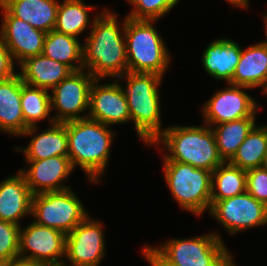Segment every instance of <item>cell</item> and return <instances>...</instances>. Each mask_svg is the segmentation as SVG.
Returning <instances> with one entry per match:
<instances>
[{"label": "cell", "mask_w": 267, "mask_h": 266, "mask_svg": "<svg viewBox=\"0 0 267 266\" xmlns=\"http://www.w3.org/2000/svg\"><path fill=\"white\" fill-rule=\"evenodd\" d=\"M105 8L94 16L83 45V68L95 79H118L128 71L124 22Z\"/></svg>", "instance_id": "6da1fadb"}, {"label": "cell", "mask_w": 267, "mask_h": 266, "mask_svg": "<svg viewBox=\"0 0 267 266\" xmlns=\"http://www.w3.org/2000/svg\"><path fill=\"white\" fill-rule=\"evenodd\" d=\"M68 157L75 169L83 170L89 182H103L101 177L109 163L111 145L116 132L90 118L66 122Z\"/></svg>", "instance_id": "7a4b0ae2"}, {"label": "cell", "mask_w": 267, "mask_h": 266, "mask_svg": "<svg viewBox=\"0 0 267 266\" xmlns=\"http://www.w3.org/2000/svg\"><path fill=\"white\" fill-rule=\"evenodd\" d=\"M150 145L164 146L168 153H162L163 161L190 164L211 172L224 162L218 153L214 132L205 123L169 126Z\"/></svg>", "instance_id": "3957f363"}, {"label": "cell", "mask_w": 267, "mask_h": 266, "mask_svg": "<svg viewBox=\"0 0 267 266\" xmlns=\"http://www.w3.org/2000/svg\"><path fill=\"white\" fill-rule=\"evenodd\" d=\"M120 79L126 80V88L123 87V90L136 133L144 144L150 146L164 131L161 128V96L158 89L163 77L154 73L127 71L118 81Z\"/></svg>", "instance_id": "277c9868"}, {"label": "cell", "mask_w": 267, "mask_h": 266, "mask_svg": "<svg viewBox=\"0 0 267 266\" xmlns=\"http://www.w3.org/2000/svg\"><path fill=\"white\" fill-rule=\"evenodd\" d=\"M156 21L126 16L125 39L128 71L164 76L171 63L169 48L154 27Z\"/></svg>", "instance_id": "5b68a950"}, {"label": "cell", "mask_w": 267, "mask_h": 266, "mask_svg": "<svg viewBox=\"0 0 267 266\" xmlns=\"http://www.w3.org/2000/svg\"><path fill=\"white\" fill-rule=\"evenodd\" d=\"M165 182L179 206L196 216L210 211L212 172L190 164L163 161Z\"/></svg>", "instance_id": "8992f818"}, {"label": "cell", "mask_w": 267, "mask_h": 266, "mask_svg": "<svg viewBox=\"0 0 267 266\" xmlns=\"http://www.w3.org/2000/svg\"><path fill=\"white\" fill-rule=\"evenodd\" d=\"M178 266H236L233 254L218 232L191 238H173L156 248Z\"/></svg>", "instance_id": "52a82bcc"}, {"label": "cell", "mask_w": 267, "mask_h": 266, "mask_svg": "<svg viewBox=\"0 0 267 266\" xmlns=\"http://www.w3.org/2000/svg\"><path fill=\"white\" fill-rule=\"evenodd\" d=\"M71 189L34 194L31 208L33 221L69 234L90 215Z\"/></svg>", "instance_id": "ba28073f"}, {"label": "cell", "mask_w": 267, "mask_h": 266, "mask_svg": "<svg viewBox=\"0 0 267 266\" xmlns=\"http://www.w3.org/2000/svg\"><path fill=\"white\" fill-rule=\"evenodd\" d=\"M94 80L85 69L73 71L50 91L51 111H56L53 115L55 122L87 118L89 93Z\"/></svg>", "instance_id": "9c48e42d"}, {"label": "cell", "mask_w": 267, "mask_h": 266, "mask_svg": "<svg viewBox=\"0 0 267 266\" xmlns=\"http://www.w3.org/2000/svg\"><path fill=\"white\" fill-rule=\"evenodd\" d=\"M209 214L230 235L267 224V206L247 191L234 197L211 201Z\"/></svg>", "instance_id": "30bf717a"}, {"label": "cell", "mask_w": 267, "mask_h": 266, "mask_svg": "<svg viewBox=\"0 0 267 266\" xmlns=\"http://www.w3.org/2000/svg\"><path fill=\"white\" fill-rule=\"evenodd\" d=\"M101 221L88 215L66 235L65 259L62 266H99L106 254V241ZM65 260H68V262Z\"/></svg>", "instance_id": "8fae6325"}, {"label": "cell", "mask_w": 267, "mask_h": 266, "mask_svg": "<svg viewBox=\"0 0 267 266\" xmlns=\"http://www.w3.org/2000/svg\"><path fill=\"white\" fill-rule=\"evenodd\" d=\"M20 227L19 258L62 266L65 257L66 235L59 230L35 221Z\"/></svg>", "instance_id": "7c38bea8"}, {"label": "cell", "mask_w": 267, "mask_h": 266, "mask_svg": "<svg viewBox=\"0 0 267 266\" xmlns=\"http://www.w3.org/2000/svg\"><path fill=\"white\" fill-rule=\"evenodd\" d=\"M246 89L251 88L228 83L226 88L217 90L202 106L203 122L211 127L251 117L258 111V102L245 92Z\"/></svg>", "instance_id": "4fadbf2b"}, {"label": "cell", "mask_w": 267, "mask_h": 266, "mask_svg": "<svg viewBox=\"0 0 267 266\" xmlns=\"http://www.w3.org/2000/svg\"><path fill=\"white\" fill-rule=\"evenodd\" d=\"M101 81L95 79L91 85L87 117L110 127L131 122L123 85L118 80Z\"/></svg>", "instance_id": "5bb4252c"}, {"label": "cell", "mask_w": 267, "mask_h": 266, "mask_svg": "<svg viewBox=\"0 0 267 266\" xmlns=\"http://www.w3.org/2000/svg\"><path fill=\"white\" fill-rule=\"evenodd\" d=\"M0 8L2 9L0 35L15 64L20 65L26 59L42 54L47 33L14 17L1 3Z\"/></svg>", "instance_id": "9a60e30c"}, {"label": "cell", "mask_w": 267, "mask_h": 266, "mask_svg": "<svg viewBox=\"0 0 267 266\" xmlns=\"http://www.w3.org/2000/svg\"><path fill=\"white\" fill-rule=\"evenodd\" d=\"M28 168L19 169L31 193L63 191L71 188L64 183L75 170L68 156H54L42 160H25Z\"/></svg>", "instance_id": "2e32d148"}, {"label": "cell", "mask_w": 267, "mask_h": 266, "mask_svg": "<svg viewBox=\"0 0 267 266\" xmlns=\"http://www.w3.org/2000/svg\"><path fill=\"white\" fill-rule=\"evenodd\" d=\"M264 41L241 49V56L229 84L251 89L262 88L267 93V21Z\"/></svg>", "instance_id": "e0dca14e"}, {"label": "cell", "mask_w": 267, "mask_h": 266, "mask_svg": "<svg viewBox=\"0 0 267 266\" xmlns=\"http://www.w3.org/2000/svg\"><path fill=\"white\" fill-rule=\"evenodd\" d=\"M40 134H35L38 126L29 127L21 136H32L26 147L15 148L22 151L25 160H42L54 156H68V136L66 122L49 124Z\"/></svg>", "instance_id": "ac0fdd59"}, {"label": "cell", "mask_w": 267, "mask_h": 266, "mask_svg": "<svg viewBox=\"0 0 267 266\" xmlns=\"http://www.w3.org/2000/svg\"><path fill=\"white\" fill-rule=\"evenodd\" d=\"M32 196L24 175L18 173L0 182V220L20 225L31 215Z\"/></svg>", "instance_id": "d6986e66"}, {"label": "cell", "mask_w": 267, "mask_h": 266, "mask_svg": "<svg viewBox=\"0 0 267 266\" xmlns=\"http://www.w3.org/2000/svg\"><path fill=\"white\" fill-rule=\"evenodd\" d=\"M241 46L234 40L222 38L212 41L202 53L205 72L219 81L231 82L241 56Z\"/></svg>", "instance_id": "ffe728a7"}, {"label": "cell", "mask_w": 267, "mask_h": 266, "mask_svg": "<svg viewBox=\"0 0 267 266\" xmlns=\"http://www.w3.org/2000/svg\"><path fill=\"white\" fill-rule=\"evenodd\" d=\"M28 127L21 108V76L0 80V131L21 136Z\"/></svg>", "instance_id": "44dd1931"}, {"label": "cell", "mask_w": 267, "mask_h": 266, "mask_svg": "<svg viewBox=\"0 0 267 266\" xmlns=\"http://www.w3.org/2000/svg\"><path fill=\"white\" fill-rule=\"evenodd\" d=\"M18 72L24 83L50 91L65 79L71 72L68 66L43 54L23 61Z\"/></svg>", "instance_id": "7402d4cb"}, {"label": "cell", "mask_w": 267, "mask_h": 266, "mask_svg": "<svg viewBox=\"0 0 267 266\" xmlns=\"http://www.w3.org/2000/svg\"><path fill=\"white\" fill-rule=\"evenodd\" d=\"M14 16L46 33L54 30L59 1L57 0H0Z\"/></svg>", "instance_id": "603a6c76"}, {"label": "cell", "mask_w": 267, "mask_h": 266, "mask_svg": "<svg viewBox=\"0 0 267 266\" xmlns=\"http://www.w3.org/2000/svg\"><path fill=\"white\" fill-rule=\"evenodd\" d=\"M82 49L78 38L52 30L46 34L42 54L79 71L84 69Z\"/></svg>", "instance_id": "cb8c5ba5"}, {"label": "cell", "mask_w": 267, "mask_h": 266, "mask_svg": "<svg viewBox=\"0 0 267 266\" xmlns=\"http://www.w3.org/2000/svg\"><path fill=\"white\" fill-rule=\"evenodd\" d=\"M256 114L257 111L251 117L211 126L218 153L224 162H228L233 157L247 135L256 126Z\"/></svg>", "instance_id": "d4e9b609"}, {"label": "cell", "mask_w": 267, "mask_h": 266, "mask_svg": "<svg viewBox=\"0 0 267 266\" xmlns=\"http://www.w3.org/2000/svg\"><path fill=\"white\" fill-rule=\"evenodd\" d=\"M94 8L96 6H88L82 0L61 1L54 30L78 38L93 24L94 18L91 20L89 12Z\"/></svg>", "instance_id": "484cf974"}, {"label": "cell", "mask_w": 267, "mask_h": 266, "mask_svg": "<svg viewBox=\"0 0 267 266\" xmlns=\"http://www.w3.org/2000/svg\"><path fill=\"white\" fill-rule=\"evenodd\" d=\"M266 153L267 126L257 125L247 135L246 139L228 162L247 171L262 167Z\"/></svg>", "instance_id": "4316f807"}, {"label": "cell", "mask_w": 267, "mask_h": 266, "mask_svg": "<svg viewBox=\"0 0 267 266\" xmlns=\"http://www.w3.org/2000/svg\"><path fill=\"white\" fill-rule=\"evenodd\" d=\"M21 108L26 126H38V122L49 118V123H55L51 116V98L48 90L24 83L21 79Z\"/></svg>", "instance_id": "83f0119b"}, {"label": "cell", "mask_w": 267, "mask_h": 266, "mask_svg": "<svg viewBox=\"0 0 267 266\" xmlns=\"http://www.w3.org/2000/svg\"><path fill=\"white\" fill-rule=\"evenodd\" d=\"M246 192V171L223 162L212 172L211 201L241 195Z\"/></svg>", "instance_id": "f1b7e54d"}, {"label": "cell", "mask_w": 267, "mask_h": 266, "mask_svg": "<svg viewBox=\"0 0 267 266\" xmlns=\"http://www.w3.org/2000/svg\"><path fill=\"white\" fill-rule=\"evenodd\" d=\"M132 10L126 15L133 20L158 21L174 8L179 0H127Z\"/></svg>", "instance_id": "f546056e"}, {"label": "cell", "mask_w": 267, "mask_h": 266, "mask_svg": "<svg viewBox=\"0 0 267 266\" xmlns=\"http://www.w3.org/2000/svg\"><path fill=\"white\" fill-rule=\"evenodd\" d=\"M21 225L0 220V262L19 258V231Z\"/></svg>", "instance_id": "4dcf8cb0"}, {"label": "cell", "mask_w": 267, "mask_h": 266, "mask_svg": "<svg viewBox=\"0 0 267 266\" xmlns=\"http://www.w3.org/2000/svg\"><path fill=\"white\" fill-rule=\"evenodd\" d=\"M246 191L267 206V170L263 167L246 171Z\"/></svg>", "instance_id": "1f68e13d"}, {"label": "cell", "mask_w": 267, "mask_h": 266, "mask_svg": "<svg viewBox=\"0 0 267 266\" xmlns=\"http://www.w3.org/2000/svg\"><path fill=\"white\" fill-rule=\"evenodd\" d=\"M14 60L0 35V80H5L16 75Z\"/></svg>", "instance_id": "d6a6232c"}, {"label": "cell", "mask_w": 267, "mask_h": 266, "mask_svg": "<svg viewBox=\"0 0 267 266\" xmlns=\"http://www.w3.org/2000/svg\"><path fill=\"white\" fill-rule=\"evenodd\" d=\"M141 252L151 266H178L169 262L154 246L145 245Z\"/></svg>", "instance_id": "836d02e7"}, {"label": "cell", "mask_w": 267, "mask_h": 266, "mask_svg": "<svg viewBox=\"0 0 267 266\" xmlns=\"http://www.w3.org/2000/svg\"><path fill=\"white\" fill-rule=\"evenodd\" d=\"M229 4H231L234 7H240L242 9H249V0H226Z\"/></svg>", "instance_id": "e575fe53"}, {"label": "cell", "mask_w": 267, "mask_h": 266, "mask_svg": "<svg viewBox=\"0 0 267 266\" xmlns=\"http://www.w3.org/2000/svg\"><path fill=\"white\" fill-rule=\"evenodd\" d=\"M22 266H53L49 263L22 259Z\"/></svg>", "instance_id": "d590c367"}, {"label": "cell", "mask_w": 267, "mask_h": 266, "mask_svg": "<svg viewBox=\"0 0 267 266\" xmlns=\"http://www.w3.org/2000/svg\"><path fill=\"white\" fill-rule=\"evenodd\" d=\"M0 266H22V259L18 258L11 261L0 262Z\"/></svg>", "instance_id": "8d00e7d4"}, {"label": "cell", "mask_w": 267, "mask_h": 266, "mask_svg": "<svg viewBox=\"0 0 267 266\" xmlns=\"http://www.w3.org/2000/svg\"><path fill=\"white\" fill-rule=\"evenodd\" d=\"M262 167L267 170V153H266V156H265V159H264Z\"/></svg>", "instance_id": "74e56055"}, {"label": "cell", "mask_w": 267, "mask_h": 266, "mask_svg": "<svg viewBox=\"0 0 267 266\" xmlns=\"http://www.w3.org/2000/svg\"><path fill=\"white\" fill-rule=\"evenodd\" d=\"M263 20L267 21V12L263 14Z\"/></svg>", "instance_id": "f35d334b"}]
</instances>
